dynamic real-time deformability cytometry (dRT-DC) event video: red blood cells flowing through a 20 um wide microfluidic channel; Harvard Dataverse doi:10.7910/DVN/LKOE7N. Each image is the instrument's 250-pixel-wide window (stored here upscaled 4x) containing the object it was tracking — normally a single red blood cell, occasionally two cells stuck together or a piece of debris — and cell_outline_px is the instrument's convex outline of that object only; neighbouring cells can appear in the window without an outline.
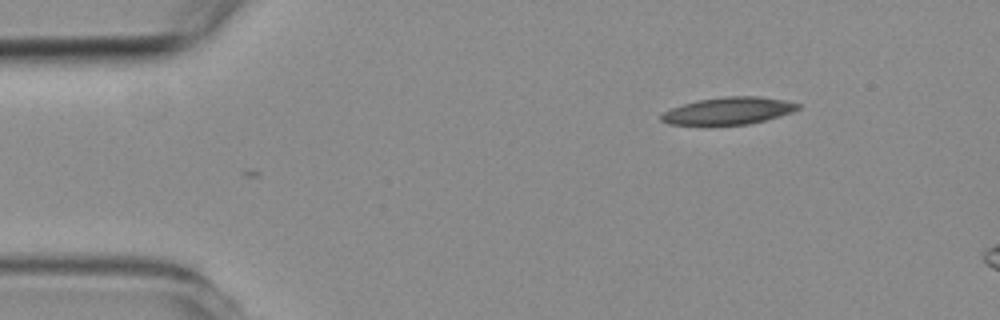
{"species": "common noctule bat (a hibernating species)", "species_latin": "Nyctalus noctula", "temperature_condition": "room temperature", "stored_images_in_passage": 2, "camera_frame_rate_fps": 3000, "um_per_image_px": 0.085, "animal": {"sex": "female", "body_mass_g": 19.3, "forearm_length_mm": 54.1}, "frame": {"image": 1, "passage_image": 2, "time_ms": 1.0, "image_size_px": [1000, 320], "cell_outline_px": [[804, 104], [800, 108], [792, 112], [780, 116], [748, 124], [704, 128], [668, 124], [660, 120], [660, 116], [664, 112], [672, 108], [684, 104], [700, 100], [724, 96], [760, 96], [784, 100]], "centroid_in_image_um": [61.88, 9.47], "position_along_channel_um": 23.1, "area_um2": 22.6}}